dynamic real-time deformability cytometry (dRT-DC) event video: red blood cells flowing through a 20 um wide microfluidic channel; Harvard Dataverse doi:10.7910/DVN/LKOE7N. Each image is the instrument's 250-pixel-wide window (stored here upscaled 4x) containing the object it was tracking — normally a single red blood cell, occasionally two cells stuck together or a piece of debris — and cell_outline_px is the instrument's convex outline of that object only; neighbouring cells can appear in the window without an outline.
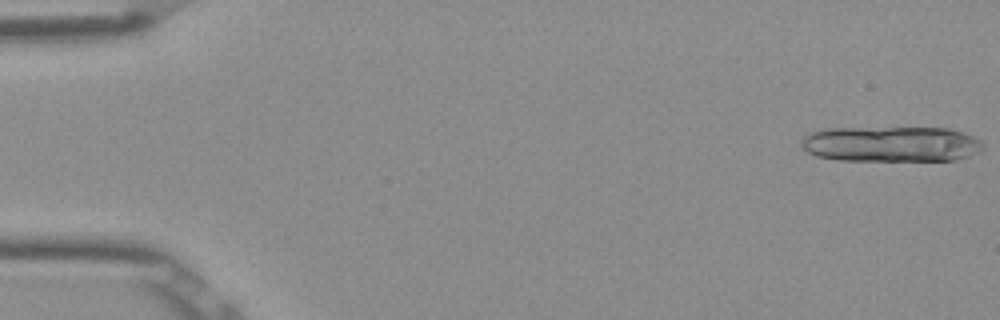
{"species": "Egyptian fruit bat (a non-hibernating species)", "species_latin": "Rousettus aegyptiacus", "temperature_condition": "room temperature", "stored_images_in_passage": 14, "camera_frame_rate_fps": 3000, "um_per_image_px": 0.085, "frame": {"image": 1, "passage_image": 1, "time_ms": 0.0, "image_size_px": [1000, 320], "cell_outline_px": [[984, 148], [968, 156], [956, 160], [836, 160], [816, 156], [808, 152], [800, 144], [800, 140], [808, 132], [828, 128], [948, 128], [964, 132], [980, 140], [984, 144]], "centroid_in_image_um": [75.72, 12.24], "position_along_channel_um": 9.3, "area_um2": 37.8}}